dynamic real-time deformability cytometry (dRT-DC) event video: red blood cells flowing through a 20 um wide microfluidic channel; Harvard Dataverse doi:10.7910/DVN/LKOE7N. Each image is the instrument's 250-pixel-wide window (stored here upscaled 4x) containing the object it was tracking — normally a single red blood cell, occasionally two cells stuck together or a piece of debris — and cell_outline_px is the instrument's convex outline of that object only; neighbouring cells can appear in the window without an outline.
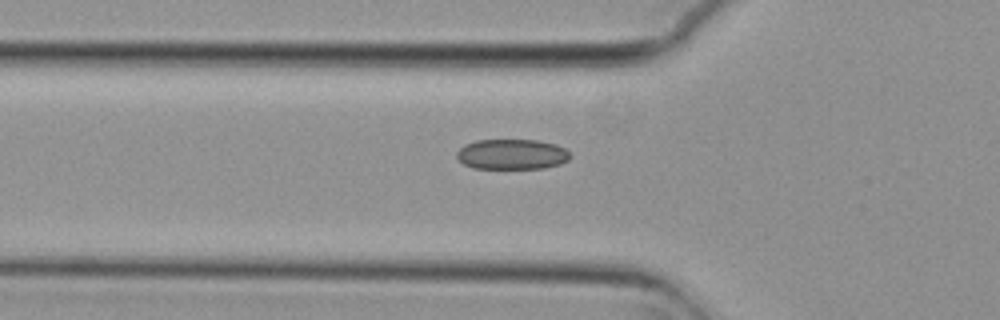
{"species": "common noctule bat (a hibernating species)", "species_latin": "Nyctalus noctula", "temperature_condition": "cold", "stored_images_in_passage": 6, "camera_frame_rate_fps": 3000, "um_per_image_px": 0.085, "animal": {"sex": "female", "body_mass_g": 29.2, "forearm_length_mm": 56.3}, "frame": {"image": 1, "passage_image": 6, "time_ms": 1.667, "image_size_px": [1000, 320], "cell_outline_px": [[572, 156], [568, 160], [560, 164], [544, 168], [472, 168], [464, 164], [456, 156], [456, 152], [464, 144], [476, 140], [536, 140], [556, 144], [564, 148]], "centroid_in_image_um": [43.51, 13.11], "position_along_channel_um": 82.3, "area_um2": 20.06}}